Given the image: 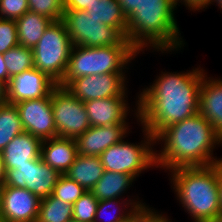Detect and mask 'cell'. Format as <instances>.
<instances>
[{"mask_svg":"<svg viewBox=\"0 0 222 222\" xmlns=\"http://www.w3.org/2000/svg\"><path fill=\"white\" fill-rule=\"evenodd\" d=\"M28 10V0H0L1 19L16 20Z\"/></svg>","mask_w":222,"mask_h":222,"instance_id":"1f68e13d","label":"cell"},{"mask_svg":"<svg viewBox=\"0 0 222 222\" xmlns=\"http://www.w3.org/2000/svg\"><path fill=\"white\" fill-rule=\"evenodd\" d=\"M206 222H221V221L217 218V219H212V220H209V221H206Z\"/></svg>","mask_w":222,"mask_h":222,"instance_id":"7bdbcfd3","label":"cell"},{"mask_svg":"<svg viewBox=\"0 0 222 222\" xmlns=\"http://www.w3.org/2000/svg\"><path fill=\"white\" fill-rule=\"evenodd\" d=\"M5 168H4V164H3V159H2V155L0 152V187H2L4 185V181H5Z\"/></svg>","mask_w":222,"mask_h":222,"instance_id":"60d3db41","label":"cell"},{"mask_svg":"<svg viewBox=\"0 0 222 222\" xmlns=\"http://www.w3.org/2000/svg\"><path fill=\"white\" fill-rule=\"evenodd\" d=\"M24 132L15 104H0V152L17 135Z\"/></svg>","mask_w":222,"mask_h":222,"instance_id":"d4e9b609","label":"cell"},{"mask_svg":"<svg viewBox=\"0 0 222 222\" xmlns=\"http://www.w3.org/2000/svg\"><path fill=\"white\" fill-rule=\"evenodd\" d=\"M72 204L54 197L42 198L36 222H68L72 220Z\"/></svg>","mask_w":222,"mask_h":222,"instance_id":"484cf974","label":"cell"},{"mask_svg":"<svg viewBox=\"0 0 222 222\" xmlns=\"http://www.w3.org/2000/svg\"><path fill=\"white\" fill-rule=\"evenodd\" d=\"M160 209H156L144 222H171L172 217L168 212L159 211Z\"/></svg>","mask_w":222,"mask_h":222,"instance_id":"8d00e7d4","label":"cell"},{"mask_svg":"<svg viewBox=\"0 0 222 222\" xmlns=\"http://www.w3.org/2000/svg\"><path fill=\"white\" fill-rule=\"evenodd\" d=\"M218 219L222 222V211L220 212Z\"/></svg>","mask_w":222,"mask_h":222,"instance_id":"ee69618b","label":"cell"},{"mask_svg":"<svg viewBox=\"0 0 222 222\" xmlns=\"http://www.w3.org/2000/svg\"><path fill=\"white\" fill-rule=\"evenodd\" d=\"M156 208L149 204L138 207L133 213H131L127 218L121 222H144Z\"/></svg>","mask_w":222,"mask_h":222,"instance_id":"836d02e7","label":"cell"},{"mask_svg":"<svg viewBox=\"0 0 222 222\" xmlns=\"http://www.w3.org/2000/svg\"><path fill=\"white\" fill-rule=\"evenodd\" d=\"M15 22L19 45L33 49L53 21L28 10L22 17L16 19Z\"/></svg>","mask_w":222,"mask_h":222,"instance_id":"7402d4cb","label":"cell"},{"mask_svg":"<svg viewBox=\"0 0 222 222\" xmlns=\"http://www.w3.org/2000/svg\"><path fill=\"white\" fill-rule=\"evenodd\" d=\"M199 102V113L222 138V77L210 76L206 68L200 86Z\"/></svg>","mask_w":222,"mask_h":222,"instance_id":"ac0fdd59","label":"cell"},{"mask_svg":"<svg viewBox=\"0 0 222 222\" xmlns=\"http://www.w3.org/2000/svg\"><path fill=\"white\" fill-rule=\"evenodd\" d=\"M130 73L86 75L73 79L65 88L82 102L109 97H129ZM129 75V76H128Z\"/></svg>","mask_w":222,"mask_h":222,"instance_id":"30bf717a","label":"cell"},{"mask_svg":"<svg viewBox=\"0 0 222 222\" xmlns=\"http://www.w3.org/2000/svg\"><path fill=\"white\" fill-rule=\"evenodd\" d=\"M136 209L127 199L102 200L98 202L94 222H121Z\"/></svg>","mask_w":222,"mask_h":222,"instance_id":"cb8c5ba5","label":"cell"},{"mask_svg":"<svg viewBox=\"0 0 222 222\" xmlns=\"http://www.w3.org/2000/svg\"><path fill=\"white\" fill-rule=\"evenodd\" d=\"M195 66L186 71L161 69L148 86L139 87L138 128L144 127L156 138L165 128L199 112L205 67Z\"/></svg>","mask_w":222,"mask_h":222,"instance_id":"6da1fadb","label":"cell"},{"mask_svg":"<svg viewBox=\"0 0 222 222\" xmlns=\"http://www.w3.org/2000/svg\"><path fill=\"white\" fill-rule=\"evenodd\" d=\"M10 77L8 75V70L5 64V60L3 59V54L0 53V81L8 84Z\"/></svg>","mask_w":222,"mask_h":222,"instance_id":"f35d334b","label":"cell"},{"mask_svg":"<svg viewBox=\"0 0 222 222\" xmlns=\"http://www.w3.org/2000/svg\"><path fill=\"white\" fill-rule=\"evenodd\" d=\"M3 59L10 78L34 67L33 51L25 46L18 45L9 49L3 53Z\"/></svg>","mask_w":222,"mask_h":222,"instance_id":"4316f807","label":"cell"},{"mask_svg":"<svg viewBox=\"0 0 222 222\" xmlns=\"http://www.w3.org/2000/svg\"><path fill=\"white\" fill-rule=\"evenodd\" d=\"M58 84L36 68L23 71L10 78L6 85L7 103L17 104L24 100L48 96Z\"/></svg>","mask_w":222,"mask_h":222,"instance_id":"9a60e30c","label":"cell"},{"mask_svg":"<svg viewBox=\"0 0 222 222\" xmlns=\"http://www.w3.org/2000/svg\"><path fill=\"white\" fill-rule=\"evenodd\" d=\"M17 26L15 20L0 18V53L18 46Z\"/></svg>","mask_w":222,"mask_h":222,"instance_id":"4dcf8cb0","label":"cell"},{"mask_svg":"<svg viewBox=\"0 0 222 222\" xmlns=\"http://www.w3.org/2000/svg\"><path fill=\"white\" fill-rule=\"evenodd\" d=\"M214 4V5H213ZM213 5V6H217L218 10H220V13L222 14V0H208V6L206 9H209V7Z\"/></svg>","mask_w":222,"mask_h":222,"instance_id":"b9f144b4","label":"cell"},{"mask_svg":"<svg viewBox=\"0 0 222 222\" xmlns=\"http://www.w3.org/2000/svg\"><path fill=\"white\" fill-rule=\"evenodd\" d=\"M135 94V102L132 101L131 104L129 97H109L84 102L90 125L110 126L132 123L138 125V93ZM133 119H135L134 122H132Z\"/></svg>","mask_w":222,"mask_h":222,"instance_id":"7c38bea8","label":"cell"},{"mask_svg":"<svg viewBox=\"0 0 222 222\" xmlns=\"http://www.w3.org/2000/svg\"><path fill=\"white\" fill-rule=\"evenodd\" d=\"M141 141L131 142L130 133L120 142L113 144L101 153L105 171L130 174L136 180L149 170H157L155 137L140 126ZM129 139V140H128Z\"/></svg>","mask_w":222,"mask_h":222,"instance_id":"8992f818","label":"cell"},{"mask_svg":"<svg viewBox=\"0 0 222 222\" xmlns=\"http://www.w3.org/2000/svg\"><path fill=\"white\" fill-rule=\"evenodd\" d=\"M78 155L77 143L73 138L54 137L42 141L41 160L63 175Z\"/></svg>","mask_w":222,"mask_h":222,"instance_id":"d6986e66","label":"cell"},{"mask_svg":"<svg viewBox=\"0 0 222 222\" xmlns=\"http://www.w3.org/2000/svg\"><path fill=\"white\" fill-rule=\"evenodd\" d=\"M180 209L191 222L217 219L220 210L219 176L215 166L178 167L167 172Z\"/></svg>","mask_w":222,"mask_h":222,"instance_id":"277c9868","label":"cell"},{"mask_svg":"<svg viewBox=\"0 0 222 222\" xmlns=\"http://www.w3.org/2000/svg\"><path fill=\"white\" fill-rule=\"evenodd\" d=\"M60 175L39 157L31 160L30 164L16 166L14 169L7 170L4 184L12 187L26 188L42 199L53 193Z\"/></svg>","mask_w":222,"mask_h":222,"instance_id":"8fae6325","label":"cell"},{"mask_svg":"<svg viewBox=\"0 0 222 222\" xmlns=\"http://www.w3.org/2000/svg\"><path fill=\"white\" fill-rule=\"evenodd\" d=\"M93 0H63L64 9L86 10Z\"/></svg>","mask_w":222,"mask_h":222,"instance_id":"e575fe53","label":"cell"},{"mask_svg":"<svg viewBox=\"0 0 222 222\" xmlns=\"http://www.w3.org/2000/svg\"><path fill=\"white\" fill-rule=\"evenodd\" d=\"M40 198L26 188L0 187V222H36Z\"/></svg>","mask_w":222,"mask_h":222,"instance_id":"5bb4252c","label":"cell"},{"mask_svg":"<svg viewBox=\"0 0 222 222\" xmlns=\"http://www.w3.org/2000/svg\"><path fill=\"white\" fill-rule=\"evenodd\" d=\"M104 171L100 156L78 154L64 175L80 184L86 191H91L103 176Z\"/></svg>","mask_w":222,"mask_h":222,"instance_id":"44dd1931","label":"cell"},{"mask_svg":"<svg viewBox=\"0 0 222 222\" xmlns=\"http://www.w3.org/2000/svg\"><path fill=\"white\" fill-rule=\"evenodd\" d=\"M29 10L47 17L53 22L62 19L63 0H28Z\"/></svg>","mask_w":222,"mask_h":222,"instance_id":"f546056e","label":"cell"},{"mask_svg":"<svg viewBox=\"0 0 222 222\" xmlns=\"http://www.w3.org/2000/svg\"><path fill=\"white\" fill-rule=\"evenodd\" d=\"M51 106L57 137L76 139L91 127L84 102L65 87L52 90Z\"/></svg>","mask_w":222,"mask_h":222,"instance_id":"9c48e42d","label":"cell"},{"mask_svg":"<svg viewBox=\"0 0 222 222\" xmlns=\"http://www.w3.org/2000/svg\"><path fill=\"white\" fill-rule=\"evenodd\" d=\"M182 6H184L185 10H188L187 12H191V15L192 12L202 13L208 6V0H175L176 10H178L179 7L182 8Z\"/></svg>","mask_w":222,"mask_h":222,"instance_id":"d6a6232c","label":"cell"},{"mask_svg":"<svg viewBox=\"0 0 222 222\" xmlns=\"http://www.w3.org/2000/svg\"><path fill=\"white\" fill-rule=\"evenodd\" d=\"M61 21L72 46L106 47L120 45L126 39L117 28L99 22L85 10L64 9Z\"/></svg>","mask_w":222,"mask_h":222,"instance_id":"ba28073f","label":"cell"},{"mask_svg":"<svg viewBox=\"0 0 222 222\" xmlns=\"http://www.w3.org/2000/svg\"><path fill=\"white\" fill-rule=\"evenodd\" d=\"M72 47L64 23L52 22L32 49L34 68L59 84L66 73Z\"/></svg>","mask_w":222,"mask_h":222,"instance_id":"52a82bcc","label":"cell"},{"mask_svg":"<svg viewBox=\"0 0 222 222\" xmlns=\"http://www.w3.org/2000/svg\"><path fill=\"white\" fill-rule=\"evenodd\" d=\"M42 140L28 132L15 136L2 150L5 172L40 157Z\"/></svg>","mask_w":222,"mask_h":222,"instance_id":"ffe728a7","label":"cell"},{"mask_svg":"<svg viewBox=\"0 0 222 222\" xmlns=\"http://www.w3.org/2000/svg\"><path fill=\"white\" fill-rule=\"evenodd\" d=\"M175 13L173 0H140L138 10L127 18V41L140 55L147 51L162 56L183 52L188 44Z\"/></svg>","mask_w":222,"mask_h":222,"instance_id":"3957f363","label":"cell"},{"mask_svg":"<svg viewBox=\"0 0 222 222\" xmlns=\"http://www.w3.org/2000/svg\"><path fill=\"white\" fill-rule=\"evenodd\" d=\"M155 144L156 166L167 173L178 167L212 165L222 138L198 112L165 128L155 138Z\"/></svg>","mask_w":222,"mask_h":222,"instance_id":"7a4b0ae2","label":"cell"},{"mask_svg":"<svg viewBox=\"0 0 222 222\" xmlns=\"http://www.w3.org/2000/svg\"><path fill=\"white\" fill-rule=\"evenodd\" d=\"M85 11L99 22L117 28L126 37L127 18L118 0H93Z\"/></svg>","mask_w":222,"mask_h":222,"instance_id":"603a6c76","label":"cell"},{"mask_svg":"<svg viewBox=\"0 0 222 222\" xmlns=\"http://www.w3.org/2000/svg\"><path fill=\"white\" fill-rule=\"evenodd\" d=\"M213 165L218 171V176H219V199H220V210L222 211V157L218 156Z\"/></svg>","mask_w":222,"mask_h":222,"instance_id":"74e56055","label":"cell"},{"mask_svg":"<svg viewBox=\"0 0 222 222\" xmlns=\"http://www.w3.org/2000/svg\"><path fill=\"white\" fill-rule=\"evenodd\" d=\"M85 192L87 191L80 184L63 174L59 176L52 195L73 205Z\"/></svg>","mask_w":222,"mask_h":222,"instance_id":"83f0119b","label":"cell"},{"mask_svg":"<svg viewBox=\"0 0 222 222\" xmlns=\"http://www.w3.org/2000/svg\"><path fill=\"white\" fill-rule=\"evenodd\" d=\"M52 92L43 98L21 101L16 105L24 129L42 141L57 137L51 106Z\"/></svg>","mask_w":222,"mask_h":222,"instance_id":"4fadbf2b","label":"cell"},{"mask_svg":"<svg viewBox=\"0 0 222 222\" xmlns=\"http://www.w3.org/2000/svg\"><path fill=\"white\" fill-rule=\"evenodd\" d=\"M118 2L126 18L138 10L140 4V0H118Z\"/></svg>","mask_w":222,"mask_h":222,"instance_id":"d590c367","label":"cell"},{"mask_svg":"<svg viewBox=\"0 0 222 222\" xmlns=\"http://www.w3.org/2000/svg\"><path fill=\"white\" fill-rule=\"evenodd\" d=\"M139 55L127 39L120 45L106 47L73 46L66 73L58 85L66 87L73 79L86 75L131 73Z\"/></svg>","mask_w":222,"mask_h":222,"instance_id":"5b68a950","label":"cell"},{"mask_svg":"<svg viewBox=\"0 0 222 222\" xmlns=\"http://www.w3.org/2000/svg\"><path fill=\"white\" fill-rule=\"evenodd\" d=\"M130 124L91 126L75 140L79 155L100 156L107 148L120 142L134 128Z\"/></svg>","mask_w":222,"mask_h":222,"instance_id":"2e32d148","label":"cell"},{"mask_svg":"<svg viewBox=\"0 0 222 222\" xmlns=\"http://www.w3.org/2000/svg\"><path fill=\"white\" fill-rule=\"evenodd\" d=\"M135 181L138 180L130 174L104 171L103 176L95 184L91 192L98 201L125 199L126 197L127 200H130L138 208L145 205L146 200H142L143 198L138 196L140 194L136 193V189L134 190L135 192H131L132 194L129 192L134 186L133 184H136ZM127 193L131 195H128Z\"/></svg>","mask_w":222,"mask_h":222,"instance_id":"e0dca14e","label":"cell"},{"mask_svg":"<svg viewBox=\"0 0 222 222\" xmlns=\"http://www.w3.org/2000/svg\"><path fill=\"white\" fill-rule=\"evenodd\" d=\"M98 202L91 191L85 192L72 205V219L77 222H94Z\"/></svg>","mask_w":222,"mask_h":222,"instance_id":"f1b7e54d","label":"cell"},{"mask_svg":"<svg viewBox=\"0 0 222 222\" xmlns=\"http://www.w3.org/2000/svg\"><path fill=\"white\" fill-rule=\"evenodd\" d=\"M6 84L0 81V104L7 102L6 100Z\"/></svg>","mask_w":222,"mask_h":222,"instance_id":"ab89813d","label":"cell"}]
</instances>
